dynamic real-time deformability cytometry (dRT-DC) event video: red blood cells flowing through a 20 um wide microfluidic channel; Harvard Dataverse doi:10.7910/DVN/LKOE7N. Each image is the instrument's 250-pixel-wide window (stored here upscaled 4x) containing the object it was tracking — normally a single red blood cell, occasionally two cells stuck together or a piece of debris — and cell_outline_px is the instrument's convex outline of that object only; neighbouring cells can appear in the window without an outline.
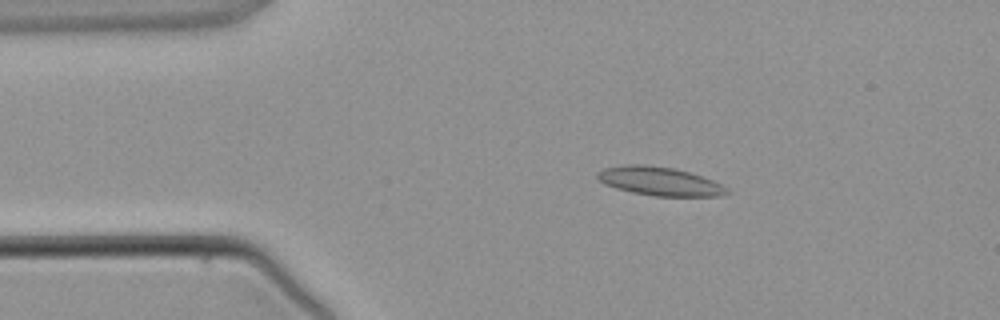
{"species": "common noctule bat (a hibernating species)", "species_latin": "Nyctalus noctula", "temperature_condition": "warm", "stored_images_in_passage": 3, "camera_frame_rate_fps": 3000, "um_per_image_px": 0.085, "animal": {"sex": "male", "body_mass_g": 21.5, "forearm_length_mm": 52.0}, "frame": {"image": 1, "passage_image": 2, "time_ms": 2.0, "image_size_px": [1000, 320], "cell_outline_px": [[732, 192], [720, 196], [656, 196], [632, 192], [616, 188], [604, 184], [596, 176], [596, 172], [604, 168], [624, 164], [648, 164], [676, 168], [712, 180], [728, 188]], "centroid_in_image_um": [56.05, 15.39], "position_along_channel_um": 28.9, "area_um2": 21.73}}